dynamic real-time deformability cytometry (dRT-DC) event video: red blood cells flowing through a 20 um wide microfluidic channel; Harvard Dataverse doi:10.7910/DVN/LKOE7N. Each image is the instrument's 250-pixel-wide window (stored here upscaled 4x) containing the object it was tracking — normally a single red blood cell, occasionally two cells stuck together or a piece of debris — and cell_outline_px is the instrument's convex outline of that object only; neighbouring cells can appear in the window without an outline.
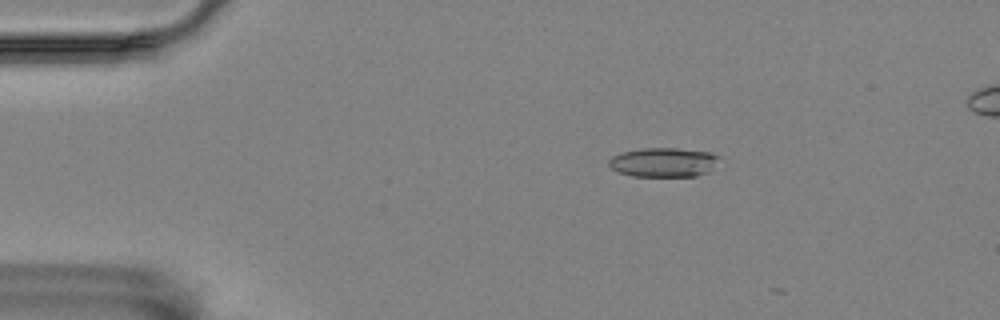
{"species": "Egyptian fruit bat (a non-hibernating species)", "species_latin": "Rousettus aegyptiacus", "temperature_condition": "room temperature", "stored_images_in_passage": 5, "camera_frame_rate_fps": 3000, "um_per_image_px": 0.085, "animal": {"sex": "female"}, "frame": {"image": 1, "passage_image": 1, "time_ms": 0.0, "image_size_px": [1000, 320], "cell_outline_px": [[720, 156], [708, 172], [696, 176], [632, 176], [620, 172], [612, 168], [608, 164], [608, 160], [612, 156], [620, 152], [640, 148], [676, 148], [712, 152]], "centroid_in_image_um": [56.37, 13.78], "position_along_channel_um": 28.6, "area_um2": 18.84}}